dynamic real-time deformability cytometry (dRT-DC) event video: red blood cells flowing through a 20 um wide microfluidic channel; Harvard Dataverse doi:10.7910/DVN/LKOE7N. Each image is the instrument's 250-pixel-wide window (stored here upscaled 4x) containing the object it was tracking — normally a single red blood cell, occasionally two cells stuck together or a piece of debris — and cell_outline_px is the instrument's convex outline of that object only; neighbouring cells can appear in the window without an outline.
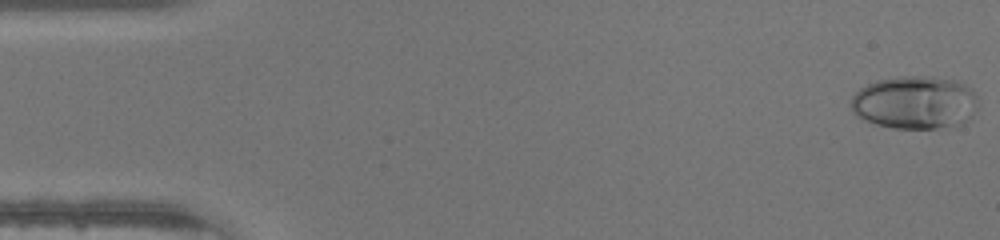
{"species": "human", "species_latin": "Homo sapiens", "temperature_condition": "warm", "stored_images_in_passage": 46, "camera_frame_rate_fps": 3000, "um_per_image_px": 0.085, "donor": {"sex": "male"}, "frame": {"image": 1, "passage_image": 1, "time_ms": 0.0, "image_size_px": [1000, 240], "cell_outline_px": [[976, 108], [972, 116], [956, 128], [892, 128], [876, 124], [864, 120], [856, 116], [852, 112], [848, 104], [852, 96], [860, 88], [876, 80], [896, 76], [932, 76], [956, 80], [972, 88], [976, 96]], "centroid_in_image_um": [77.75, 8.71], "position_along_channel_um": 7.3, "area_um2": 40.06}}
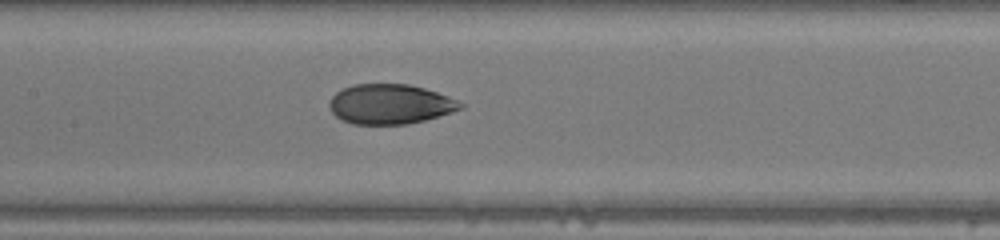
{"frame": {"image": 2, "passage_image": 22, "time_ms": 7.0, "image_size_px": [1000, 240], "cell_outline_px": [[464, 108], [452, 112], [424, 120], [408, 124], [352, 124], [336, 116], [332, 112], [328, 104], [328, 100], [336, 92], [352, 84], [408, 84], [424, 88], [448, 96], [464, 104]], "centroid_in_image_um": [33.14, 8.85], "position_along_channel_um": 174.3, "area_um2": 30.4}}
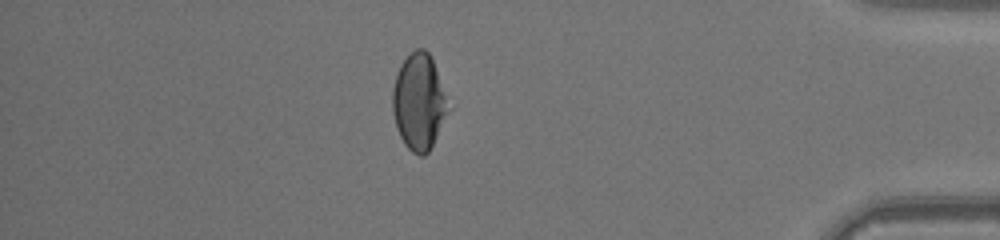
{"frame": {"image": 3, "passage_image": 40, "time_ms": 13.0, "image_size_px": [1000, 240], "cell_outline_px": [[452, 108], [428, 152], [424, 156], [420, 156], [412, 152], [404, 144], [396, 128], [392, 112], [392, 88], [396, 72], [400, 64], [416, 48], [424, 48], [428, 52], [432, 60]], "centroid_in_image_um": [35.61, 8.68], "position_along_channel_um": 399.6, "area_um2": 31.56}}